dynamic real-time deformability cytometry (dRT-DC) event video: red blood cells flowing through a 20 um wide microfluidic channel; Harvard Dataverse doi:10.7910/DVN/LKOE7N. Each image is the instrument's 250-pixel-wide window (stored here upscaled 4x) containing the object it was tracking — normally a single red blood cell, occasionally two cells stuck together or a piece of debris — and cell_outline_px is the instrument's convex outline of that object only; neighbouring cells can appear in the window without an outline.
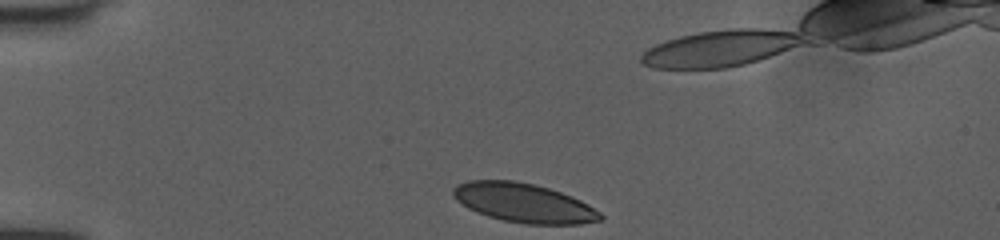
{"species": "human", "species_latin": "Homo sapiens", "temperature_condition": "room temperature", "stored_images_in_passage": 35, "camera_frame_rate_fps": 3000, "um_per_image_px": 0.085, "donor": {"sex": "female"}, "frame": {"image": 1, "passage_image": 1, "time_ms": 0.0, "image_size_px": [1000, 240], "cell_outline_px": [[604, 220], [580, 224], [524, 224], [504, 220], [488, 216], [476, 212], [468, 208], [456, 200], [452, 196], [452, 188], [456, 184], [468, 180], [512, 180], [532, 184], [548, 188], [572, 196], [588, 204], [600, 212], [604, 216]], "centroid_in_image_um": [44.51, 17.25], "position_along_channel_um": 40.5, "area_um2": 33.7}}
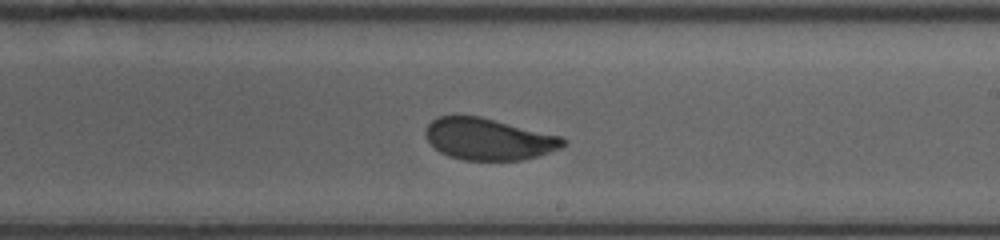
{"frame": {"image": 2, "passage_image": 20, "time_ms": 6.333, "image_size_px": [1000, 240], "cell_outline_px": [[568, 144], [560, 148], [536, 156], [520, 160], [464, 160], [448, 156], [440, 152], [428, 140], [424, 132], [428, 124], [436, 116], [480, 116], [564, 136], [568, 140]], "centroid_in_image_um": [41.57, 11.81], "position_along_channel_um": 247.4, "area_um2": 33.58}}
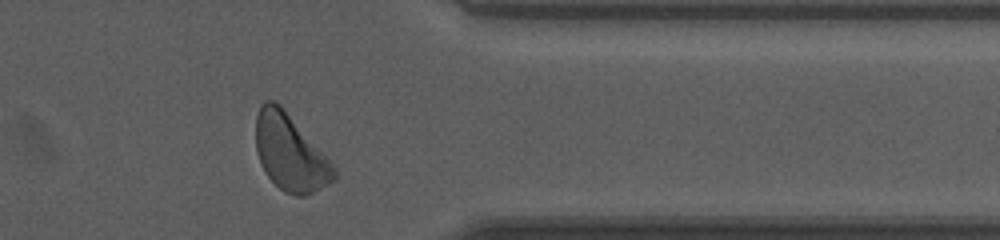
{"frame": {"image": 3, "passage_image": 31, "time_ms": 10.0, "image_size_px": [1000, 240], "cell_outline_px": [[336, 180], [304, 196], [296, 196], [284, 192], [268, 176], [260, 164], [256, 152], [256, 116], [260, 104], [264, 100], [272, 100], [280, 104], [332, 164], [336, 172]], "centroid_in_image_um": [24.62, 12.98], "position_along_channel_um": 386.8, "area_um2": 34.28}, "authors_computed_cell_mechanics": {"area_um2": 34.102, "velocity_mm_per_s": 4.0073, "shape_relaxation_time_tau1_ms": 3.3744, "shape_relaxation_time_tau2_ms": null, "deformation_change_tau1": 0.111, "deformation_change_tau2": null}}